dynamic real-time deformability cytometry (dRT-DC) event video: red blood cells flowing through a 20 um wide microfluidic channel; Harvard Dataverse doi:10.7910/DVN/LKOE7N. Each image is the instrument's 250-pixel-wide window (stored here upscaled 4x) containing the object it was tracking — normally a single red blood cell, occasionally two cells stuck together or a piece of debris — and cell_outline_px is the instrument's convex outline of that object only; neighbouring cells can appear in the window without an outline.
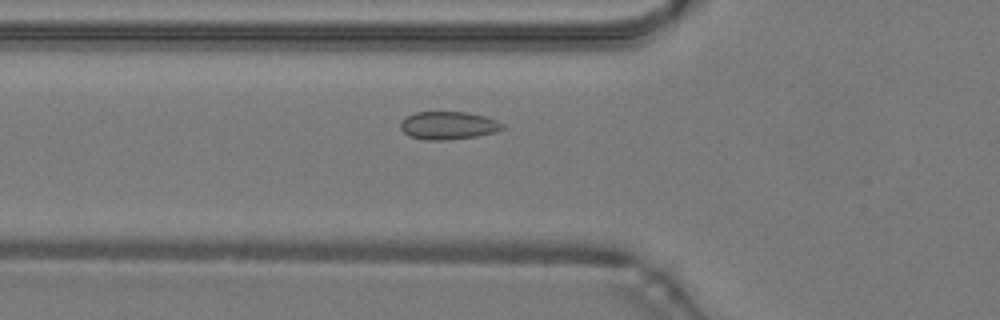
{"species": "common noctule bat (a hibernating species)", "species_latin": "Nyctalus noctula", "temperature_condition": "warm", "stored_images_in_passage": 33, "camera_frame_rate_fps": 3000, "um_per_image_px": 0.085, "animal": {"sex": "male", "body_mass_g": 19.2, "forearm_length_mm": 51.8}, "frame": {"image": 1, "passage_image": 3, "time_ms": 0.667, "image_size_px": [1000, 320], "cell_outline_px": [[504, 128], [496, 132], [476, 136], [448, 140], [428, 140], [408, 136], [400, 128], [400, 120], [416, 112], [468, 112], [484, 116], [496, 120], [504, 124]], "centroid_in_image_um": [38.1, 10.66], "position_along_channel_um": 87.7, "area_um2": 16.65}}
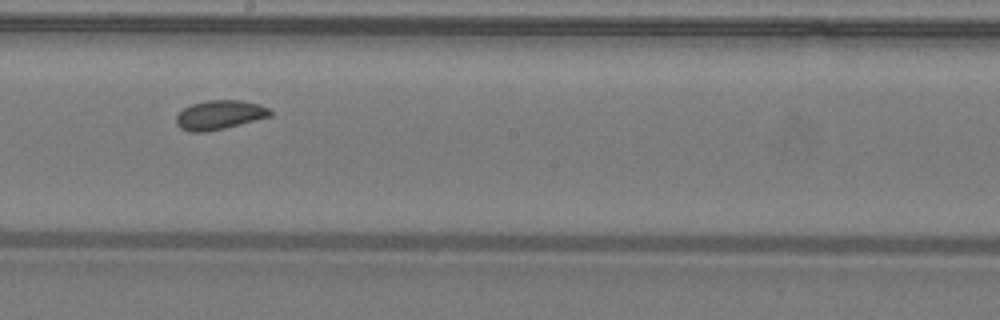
{"frame": {"image": 2, "passage_image": 13, "time_ms": 4.0, "image_size_px": [1000, 320], "cell_outline_px": [[272, 116], [224, 128], [204, 132], [192, 132], [180, 128], [176, 124], [176, 116], [184, 108], [192, 104], [208, 100], [240, 100], [260, 104], [268, 108], [272, 112]], "centroid_in_image_um": [18.67, 9.76], "position_along_channel_um": 229.5, "area_um2": 15.9}}
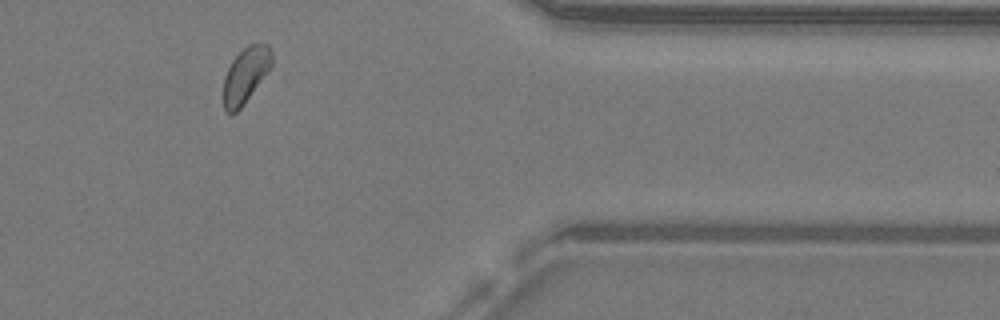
{"frame": {"image": 3, "passage_image": 26, "time_ms": 8.333, "image_size_px": [1000, 320], "cell_outline_px": [[272, 64], [240, 108], [232, 116], [228, 116], [224, 112], [224, 76], [232, 60], [248, 44], [260, 40], [268, 44], [272, 52]], "centroid_in_image_um": [20.86, 6.35], "position_along_channel_um": 390.5, "area_um2": 15.61}}